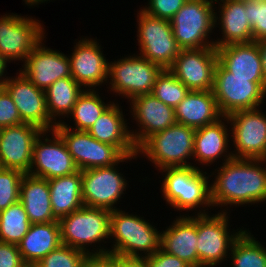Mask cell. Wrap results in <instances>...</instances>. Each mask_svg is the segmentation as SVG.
<instances>
[{"instance_id": "28", "label": "cell", "mask_w": 266, "mask_h": 267, "mask_svg": "<svg viewBox=\"0 0 266 267\" xmlns=\"http://www.w3.org/2000/svg\"><path fill=\"white\" fill-rule=\"evenodd\" d=\"M19 202L24 206L31 224L57 221L52 215L47 179L24 174L20 185Z\"/></svg>"}, {"instance_id": "30", "label": "cell", "mask_w": 266, "mask_h": 267, "mask_svg": "<svg viewBox=\"0 0 266 267\" xmlns=\"http://www.w3.org/2000/svg\"><path fill=\"white\" fill-rule=\"evenodd\" d=\"M52 215L59 221L83 206L81 171L48 180Z\"/></svg>"}, {"instance_id": "42", "label": "cell", "mask_w": 266, "mask_h": 267, "mask_svg": "<svg viewBox=\"0 0 266 267\" xmlns=\"http://www.w3.org/2000/svg\"><path fill=\"white\" fill-rule=\"evenodd\" d=\"M148 267H186L188 264L177 256L158 249L152 256L147 257Z\"/></svg>"}, {"instance_id": "45", "label": "cell", "mask_w": 266, "mask_h": 267, "mask_svg": "<svg viewBox=\"0 0 266 267\" xmlns=\"http://www.w3.org/2000/svg\"><path fill=\"white\" fill-rule=\"evenodd\" d=\"M257 44H258L259 51H260L263 77L266 82V39L257 41Z\"/></svg>"}, {"instance_id": "10", "label": "cell", "mask_w": 266, "mask_h": 267, "mask_svg": "<svg viewBox=\"0 0 266 267\" xmlns=\"http://www.w3.org/2000/svg\"><path fill=\"white\" fill-rule=\"evenodd\" d=\"M164 69L142 56H128L108 63L110 91L130 99L153 91L157 77Z\"/></svg>"}, {"instance_id": "38", "label": "cell", "mask_w": 266, "mask_h": 267, "mask_svg": "<svg viewBox=\"0 0 266 267\" xmlns=\"http://www.w3.org/2000/svg\"><path fill=\"white\" fill-rule=\"evenodd\" d=\"M253 41L266 39V0H245Z\"/></svg>"}, {"instance_id": "11", "label": "cell", "mask_w": 266, "mask_h": 267, "mask_svg": "<svg viewBox=\"0 0 266 267\" xmlns=\"http://www.w3.org/2000/svg\"><path fill=\"white\" fill-rule=\"evenodd\" d=\"M137 17L139 55L163 69H169L181 50L173 36L170 21L148 15L142 9Z\"/></svg>"}, {"instance_id": "35", "label": "cell", "mask_w": 266, "mask_h": 267, "mask_svg": "<svg viewBox=\"0 0 266 267\" xmlns=\"http://www.w3.org/2000/svg\"><path fill=\"white\" fill-rule=\"evenodd\" d=\"M189 89L169 69L157 77L152 95L168 106L175 108L189 93Z\"/></svg>"}, {"instance_id": "41", "label": "cell", "mask_w": 266, "mask_h": 267, "mask_svg": "<svg viewBox=\"0 0 266 267\" xmlns=\"http://www.w3.org/2000/svg\"><path fill=\"white\" fill-rule=\"evenodd\" d=\"M24 264L16 244L0 242V267H22Z\"/></svg>"}, {"instance_id": "37", "label": "cell", "mask_w": 266, "mask_h": 267, "mask_svg": "<svg viewBox=\"0 0 266 267\" xmlns=\"http://www.w3.org/2000/svg\"><path fill=\"white\" fill-rule=\"evenodd\" d=\"M86 253L61 244L38 261L40 267H82Z\"/></svg>"}, {"instance_id": "3", "label": "cell", "mask_w": 266, "mask_h": 267, "mask_svg": "<svg viewBox=\"0 0 266 267\" xmlns=\"http://www.w3.org/2000/svg\"><path fill=\"white\" fill-rule=\"evenodd\" d=\"M161 170L166 173L161 189L167 205L179 211L213 207L211 185L208 184L209 176H206V172L194 165Z\"/></svg>"}, {"instance_id": "43", "label": "cell", "mask_w": 266, "mask_h": 267, "mask_svg": "<svg viewBox=\"0 0 266 267\" xmlns=\"http://www.w3.org/2000/svg\"><path fill=\"white\" fill-rule=\"evenodd\" d=\"M82 267H115V254H87Z\"/></svg>"}, {"instance_id": "2", "label": "cell", "mask_w": 266, "mask_h": 267, "mask_svg": "<svg viewBox=\"0 0 266 267\" xmlns=\"http://www.w3.org/2000/svg\"><path fill=\"white\" fill-rule=\"evenodd\" d=\"M110 239L112 249L108 253L127 257L152 256L161 248V232L138 215L128 214L120 209L110 214ZM139 251L141 252L139 254ZM143 254V255H142Z\"/></svg>"}, {"instance_id": "19", "label": "cell", "mask_w": 266, "mask_h": 267, "mask_svg": "<svg viewBox=\"0 0 266 267\" xmlns=\"http://www.w3.org/2000/svg\"><path fill=\"white\" fill-rule=\"evenodd\" d=\"M44 38L34 47L20 72L36 87L45 91L55 81L71 77L70 63L67 55L47 48L42 43Z\"/></svg>"}, {"instance_id": "40", "label": "cell", "mask_w": 266, "mask_h": 267, "mask_svg": "<svg viewBox=\"0 0 266 267\" xmlns=\"http://www.w3.org/2000/svg\"><path fill=\"white\" fill-rule=\"evenodd\" d=\"M24 123L8 91L0 85V129Z\"/></svg>"}, {"instance_id": "6", "label": "cell", "mask_w": 266, "mask_h": 267, "mask_svg": "<svg viewBox=\"0 0 266 267\" xmlns=\"http://www.w3.org/2000/svg\"><path fill=\"white\" fill-rule=\"evenodd\" d=\"M212 91L220 113L228 116L235 111L259 108L266 97V82L264 78L234 77L218 62Z\"/></svg>"}, {"instance_id": "21", "label": "cell", "mask_w": 266, "mask_h": 267, "mask_svg": "<svg viewBox=\"0 0 266 267\" xmlns=\"http://www.w3.org/2000/svg\"><path fill=\"white\" fill-rule=\"evenodd\" d=\"M102 52L97 40L82 38L74 46L72 55L68 56L71 77L83 88L95 89L103 83H108L109 62Z\"/></svg>"}, {"instance_id": "13", "label": "cell", "mask_w": 266, "mask_h": 267, "mask_svg": "<svg viewBox=\"0 0 266 267\" xmlns=\"http://www.w3.org/2000/svg\"><path fill=\"white\" fill-rule=\"evenodd\" d=\"M260 109L239 110L223 116L231 123L235 150L233 158L264 159L266 157V115ZM264 113V114H263ZM234 139V140H233Z\"/></svg>"}, {"instance_id": "1", "label": "cell", "mask_w": 266, "mask_h": 267, "mask_svg": "<svg viewBox=\"0 0 266 267\" xmlns=\"http://www.w3.org/2000/svg\"><path fill=\"white\" fill-rule=\"evenodd\" d=\"M265 163L264 159L246 158H232L223 162L211 184L213 207L252 205L266 201Z\"/></svg>"}, {"instance_id": "5", "label": "cell", "mask_w": 266, "mask_h": 267, "mask_svg": "<svg viewBox=\"0 0 266 267\" xmlns=\"http://www.w3.org/2000/svg\"><path fill=\"white\" fill-rule=\"evenodd\" d=\"M196 129L180 123L149 136L138 148L158 170L168 167L192 166L187 159L193 156Z\"/></svg>"}, {"instance_id": "39", "label": "cell", "mask_w": 266, "mask_h": 267, "mask_svg": "<svg viewBox=\"0 0 266 267\" xmlns=\"http://www.w3.org/2000/svg\"><path fill=\"white\" fill-rule=\"evenodd\" d=\"M188 0H149L144 12L153 17L170 21Z\"/></svg>"}, {"instance_id": "14", "label": "cell", "mask_w": 266, "mask_h": 267, "mask_svg": "<svg viewBox=\"0 0 266 267\" xmlns=\"http://www.w3.org/2000/svg\"><path fill=\"white\" fill-rule=\"evenodd\" d=\"M51 131L43 130L35 139L29 175L49 180L79 171L60 135L54 129Z\"/></svg>"}, {"instance_id": "8", "label": "cell", "mask_w": 266, "mask_h": 267, "mask_svg": "<svg viewBox=\"0 0 266 267\" xmlns=\"http://www.w3.org/2000/svg\"><path fill=\"white\" fill-rule=\"evenodd\" d=\"M71 128L64 121L58 120L54 130L64 141L80 171L119 165L120 162L136 159L138 156H125L116 146L96 140L87 131H77Z\"/></svg>"}, {"instance_id": "22", "label": "cell", "mask_w": 266, "mask_h": 267, "mask_svg": "<svg viewBox=\"0 0 266 267\" xmlns=\"http://www.w3.org/2000/svg\"><path fill=\"white\" fill-rule=\"evenodd\" d=\"M196 243L197 214L180 215L165 231H161V248L188 265H199Z\"/></svg>"}, {"instance_id": "36", "label": "cell", "mask_w": 266, "mask_h": 267, "mask_svg": "<svg viewBox=\"0 0 266 267\" xmlns=\"http://www.w3.org/2000/svg\"><path fill=\"white\" fill-rule=\"evenodd\" d=\"M23 175L20 170L0 167V211L19 201Z\"/></svg>"}, {"instance_id": "18", "label": "cell", "mask_w": 266, "mask_h": 267, "mask_svg": "<svg viewBox=\"0 0 266 267\" xmlns=\"http://www.w3.org/2000/svg\"><path fill=\"white\" fill-rule=\"evenodd\" d=\"M38 126L22 123L0 129V167L29 173L33 144L41 133Z\"/></svg>"}, {"instance_id": "7", "label": "cell", "mask_w": 266, "mask_h": 267, "mask_svg": "<svg viewBox=\"0 0 266 267\" xmlns=\"http://www.w3.org/2000/svg\"><path fill=\"white\" fill-rule=\"evenodd\" d=\"M214 0H188L170 20L181 50L215 47L208 41L215 27Z\"/></svg>"}, {"instance_id": "9", "label": "cell", "mask_w": 266, "mask_h": 267, "mask_svg": "<svg viewBox=\"0 0 266 267\" xmlns=\"http://www.w3.org/2000/svg\"><path fill=\"white\" fill-rule=\"evenodd\" d=\"M206 210L197 212V253L199 265L214 267L229 258L228 251H231L234 241L244 230L240 228L233 234L229 233L228 212L222 210L218 214L210 215Z\"/></svg>"}, {"instance_id": "44", "label": "cell", "mask_w": 266, "mask_h": 267, "mask_svg": "<svg viewBox=\"0 0 266 267\" xmlns=\"http://www.w3.org/2000/svg\"><path fill=\"white\" fill-rule=\"evenodd\" d=\"M115 267H148L147 257L115 255Z\"/></svg>"}, {"instance_id": "27", "label": "cell", "mask_w": 266, "mask_h": 267, "mask_svg": "<svg viewBox=\"0 0 266 267\" xmlns=\"http://www.w3.org/2000/svg\"><path fill=\"white\" fill-rule=\"evenodd\" d=\"M222 120L223 117L213 124L196 129L193 159L195 158V161H198L200 165L202 163L204 166L205 164L210 166L209 164L222 156L225 162L233 158L232 151L230 153L227 151L230 147L228 146L230 144L228 143L230 142V134L228 133L230 130Z\"/></svg>"}, {"instance_id": "32", "label": "cell", "mask_w": 266, "mask_h": 267, "mask_svg": "<svg viewBox=\"0 0 266 267\" xmlns=\"http://www.w3.org/2000/svg\"><path fill=\"white\" fill-rule=\"evenodd\" d=\"M95 89H85L78 97L72 112L75 130L88 131L104 111L113 103L105 104Z\"/></svg>"}, {"instance_id": "29", "label": "cell", "mask_w": 266, "mask_h": 267, "mask_svg": "<svg viewBox=\"0 0 266 267\" xmlns=\"http://www.w3.org/2000/svg\"><path fill=\"white\" fill-rule=\"evenodd\" d=\"M61 244L59 222L55 221L31 224L17 246L25 263H38Z\"/></svg>"}, {"instance_id": "34", "label": "cell", "mask_w": 266, "mask_h": 267, "mask_svg": "<svg viewBox=\"0 0 266 267\" xmlns=\"http://www.w3.org/2000/svg\"><path fill=\"white\" fill-rule=\"evenodd\" d=\"M31 222L18 201L0 211V242L18 244L29 231Z\"/></svg>"}, {"instance_id": "48", "label": "cell", "mask_w": 266, "mask_h": 267, "mask_svg": "<svg viewBox=\"0 0 266 267\" xmlns=\"http://www.w3.org/2000/svg\"><path fill=\"white\" fill-rule=\"evenodd\" d=\"M22 267H40L37 263H25Z\"/></svg>"}, {"instance_id": "24", "label": "cell", "mask_w": 266, "mask_h": 267, "mask_svg": "<svg viewBox=\"0 0 266 267\" xmlns=\"http://www.w3.org/2000/svg\"><path fill=\"white\" fill-rule=\"evenodd\" d=\"M219 5L218 13L220 12V14L218 18L215 12V26L221 25L223 36L221 39H217L218 41H214V46L218 48L232 43L253 42L252 27L248 20L245 0H225L220 1Z\"/></svg>"}, {"instance_id": "4", "label": "cell", "mask_w": 266, "mask_h": 267, "mask_svg": "<svg viewBox=\"0 0 266 267\" xmlns=\"http://www.w3.org/2000/svg\"><path fill=\"white\" fill-rule=\"evenodd\" d=\"M111 211L103 208L82 206L80 209L60 219L62 244L79 249L86 254H104L108 249L99 246L96 250L88 249L92 243L99 244L110 238ZM88 245V246H87ZM93 251V252H92Z\"/></svg>"}, {"instance_id": "16", "label": "cell", "mask_w": 266, "mask_h": 267, "mask_svg": "<svg viewBox=\"0 0 266 267\" xmlns=\"http://www.w3.org/2000/svg\"><path fill=\"white\" fill-rule=\"evenodd\" d=\"M1 85L12 97L24 123L36 125L44 131L54 129L57 123L49 116L45 91L36 87L20 71L16 77H4Z\"/></svg>"}, {"instance_id": "31", "label": "cell", "mask_w": 266, "mask_h": 267, "mask_svg": "<svg viewBox=\"0 0 266 267\" xmlns=\"http://www.w3.org/2000/svg\"><path fill=\"white\" fill-rule=\"evenodd\" d=\"M85 89L72 77L55 81L45 90L46 105L50 118L56 122V117L69 118L78 97Z\"/></svg>"}, {"instance_id": "26", "label": "cell", "mask_w": 266, "mask_h": 267, "mask_svg": "<svg viewBox=\"0 0 266 267\" xmlns=\"http://www.w3.org/2000/svg\"><path fill=\"white\" fill-rule=\"evenodd\" d=\"M218 62L234 77L264 78L256 41L232 43L216 48Z\"/></svg>"}, {"instance_id": "25", "label": "cell", "mask_w": 266, "mask_h": 267, "mask_svg": "<svg viewBox=\"0 0 266 267\" xmlns=\"http://www.w3.org/2000/svg\"><path fill=\"white\" fill-rule=\"evenodd\" d=\"M174 111L177 123L194 129L213 124L223 117L212 90H190Z\"/></svg>"}, {"instance_id": "33", "label": "cell", "mask_w": 266, "mask_h": 267, "mask_svg": "<svg viewBox=\"0 0 266 267\" xmlns=\"http://www.w3.org/2000/svg\"><path fill=\"white\" fill-rule=\"evenodd\" d=\"M249 230H244L234 241L231 252L233 267H266V248Z\"/></svg>"}, {"instance_id": "12", "label": "cell", "mask_w": 266, "mask_h": 267, "mask_svg": "<svg viewBox=\"0 0 266 267\" xmlns=\"http://www.w3.org/2000/svg\"><path fill=\"white\" fill-rule=\"evenodd\" d=\"M44 26L33 17L5 14L0 17V57L7 65L24 61L34 47L45 38Z\"/></svg>"}, {"instance_id": "47", "label": "cell", "mask_w": 266, "mask_h": 267, "mask_svg": "<svg viewBox=\"0 0 266 267\" xmlns=\"http://www.w3.org/2000/svg\"><path fill=\"white\" fill-rule=\"evenodd\" d=\"M6 67H7V65L5 63H0V85H1L3 78L6 77L4 74Z\"/></svg>"}, {"instance_id": "15", "label": "cell", "mask_w": 266, "mask_h": 267, "mask_svg": "<svg viewBox=\"0 0 266 267\" xmlns=\"http://www.w3.org/2000/svg\"><path fill=\"white\" fill-rule=\"evenodd\" d=\"M117 164L82 170V200L83 205L117 210L114 205L126 191L127 180L119 173ZM125 189V190H124Z\"/></svg>"}, {"instance_id": "17", "label": "cell", "mask_w": 266, "mask_h": 267, "mask_svg": "<svg viewBox=\"0 0 266 267\" xmlns=\"http://www.w3.org/2000/svg\"><path fill=\"white\" fill-rule=\"evenodd\" d=\"M217 63L216 47L180 50L169 70L189 90L208 91L213 89Z\"/></svg>"}, {"instance_id": "23", "label": "cell", "mask_w": 266, "mask_h": 267, "mask_svg": "<svg viewBox=\"0 0 266 267\" xmlns=\"http://www.w3.org/2000/svg\"><path fill=\"white\" fill-rule=\"evenodd\" d=\"M119 104L112 103L87 131L96 140L116 146L125 156L137 155Z\"/></svg>"}, {"instance_id": "20", "label": "cell", "mask_w": 266, "mask_h": 267, "mask_svg": "<svg viewBox=\"0 0 266 267\" xmlns=\"http://www.w3.org/2000/svg\"><path fill=\"white\" fill-rule=\"evenodd\" d=\"M130 105L133 120L138 122L140 128L135 132L129 130L136 148L152 134L163 131L176 123L174 108L166 105L151 93L133 98Z\"/></svg>"}, {"instance_id": "46", "label": "cell", "mask_w": 266, "mask_h": 267, "mask_svg": "<svg viewBox=\"0 0 266 267\" xmlns=\"http://www.w3.org/2000/svg\"><path fill=\"white\" fill-rule=\"evenodd\" d=\"M25 1V4L29 5V6H35V5H38V4H41V3H45L46 1H50V0H23Z\"/></svg>"}, {"instance_id": "49", "label": "cell", "mask_w": 266, "mask_h": 267, "mask_svg": "<svg viewBox=\"0 0 266 267\" xmlns=\"http://www.w3.org/2000/svg\"><path fill=\"white\" fill-rule=\"evenodd\" d=\"M186 267H204L202 265H187Z\"/></svg>"}]
</instances>
